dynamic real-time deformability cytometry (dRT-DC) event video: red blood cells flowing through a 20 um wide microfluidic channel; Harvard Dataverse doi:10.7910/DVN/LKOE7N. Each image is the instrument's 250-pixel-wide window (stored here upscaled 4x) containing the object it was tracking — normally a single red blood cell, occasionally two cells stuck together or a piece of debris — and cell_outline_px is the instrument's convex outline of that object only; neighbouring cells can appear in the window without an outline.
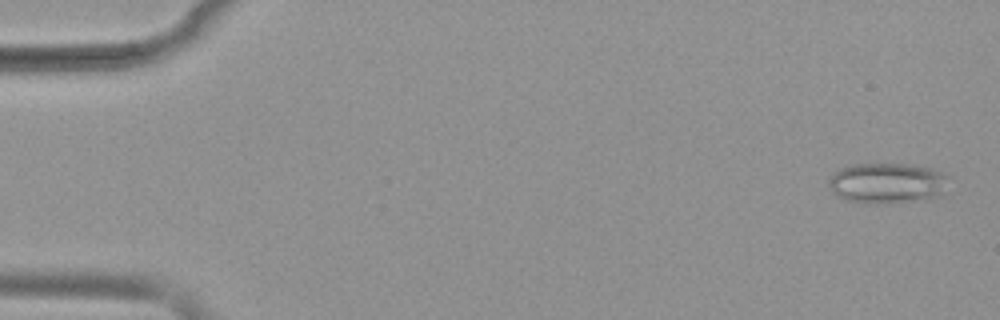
{"species": "common noctule bat (a hibernating species)", "species_latin": "Nyctalus noctula", "temperature_condition": "warm", "stored_images_in_passage": 52, "camera_frame_rate_fps": 3000, "um_per_image_px": 0.085, "animal": {"sex": "female", "body_mass_g": 19.9}, "frame": {"image": 1, "passage_image": 2, "time_ms": 0.333, "image_size_px": [1000, 320], "cell_outline_px": [[948, 176], [944, 196], [916, 200], [880, 204], [864, 204], [844, 200], [836, 196], [832, 192], [828, 184], [828, 180], [840, 168], [852, 164], [916, 164], [932, 168], [944, 172]], "centroid_in_image_um": [75.43, 15.57], "position_along_channel_um": 9.6, "area_um2": 28.96}}
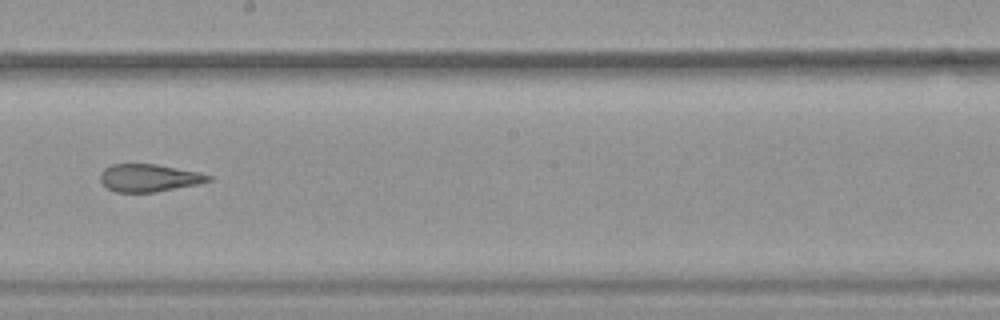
{"frame": {"image": 2, "passage_image": 30, "time_ms": 9.667, "image_size_px": [1000, 320], "cell_outline_px": [[212, 180], [200, 184], [156, 192], [116, 192], [108, 188], [100, 180], [100, 172], [104, 168], [112, 164], [156, 164], [200, 172], [212, 176]], "centroid_in_image_um": [12.69, 15.12], "position_along_channel_um": 235.5, "area_um2": 17.51}}
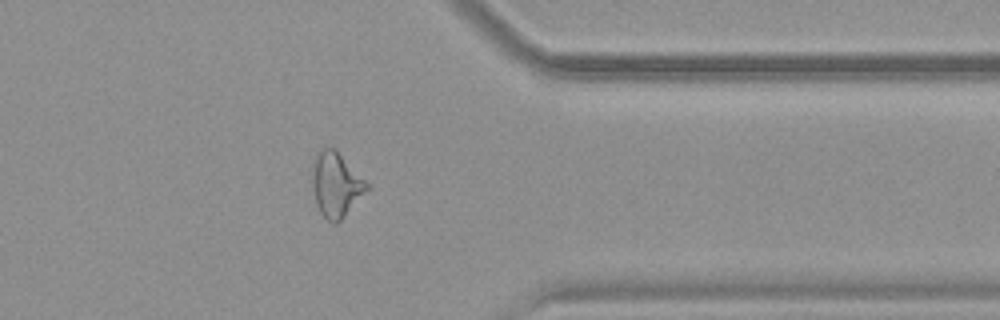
{"frame": {"image": 3, "passage_image": 42, "time_ms": 13.667, "image_size_px": [1000, 320], "cell_outline_px": [[372, 188], [336, 224], [332, 224], [320, 212], [316, 204], [312, 188], [312, 160], [316, 152], [320, 148], [336, 148]], "centroid_in_image_um": [28.56, 15.67], "position_along_channel_um": 382.8, "area_um2": 20.98}, "authors_computed_cell_mechanics": {"area_um2": 21.9351, "velocity_mm_per_s": 3.9104, "shape_relaxation_time_tau1_ms": null, "shape_relaxation_time_tau2_ms": 2.3223, "deformation_change_tau1": null, "deformation_change_tau2": 0.1226}}